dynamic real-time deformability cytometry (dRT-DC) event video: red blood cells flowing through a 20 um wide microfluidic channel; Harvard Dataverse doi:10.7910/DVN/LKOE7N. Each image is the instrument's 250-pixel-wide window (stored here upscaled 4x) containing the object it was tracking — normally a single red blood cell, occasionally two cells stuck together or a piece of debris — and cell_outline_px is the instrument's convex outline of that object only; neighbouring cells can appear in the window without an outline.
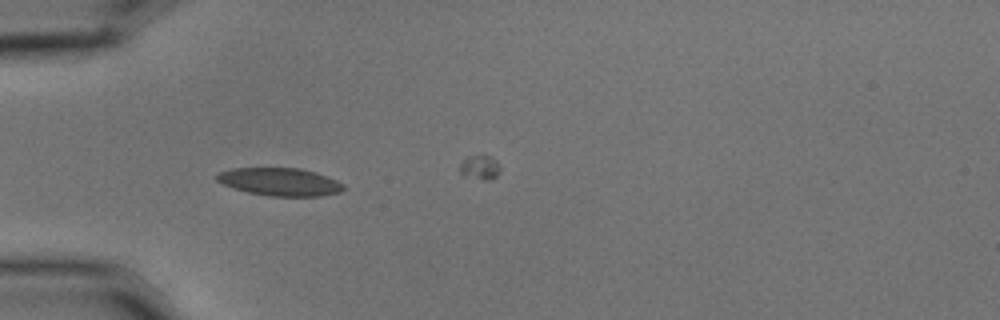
{"species": "common noctule bat (a hibernating species)", "species_latin": "Nyctalus noctula", "temperature_condition": "cold", "stored_images_in_passage": 8, "camera_frame_rate_fps": 3000, "um_per_image_px": 0.085, "animal": {"sex": "male", "body_mass_g": 15.6}, "frame": {"image": 1, "passage_image": 6, "time_ms": 1.667, "image_size_px": [1000, 320], "cell_outline_px": [[348, 188], [340, 192], [320, 196], [268, 196], [248, 192], [232, 188], [216, 180], [216, 172], [232, 168], [300, 168], [316, 172], [336, 180], [344, 184]], "centroid_in_image_um": [23.79, 15.45], "position_along_channel_um": 61.2, "area_um2": 20.75}}
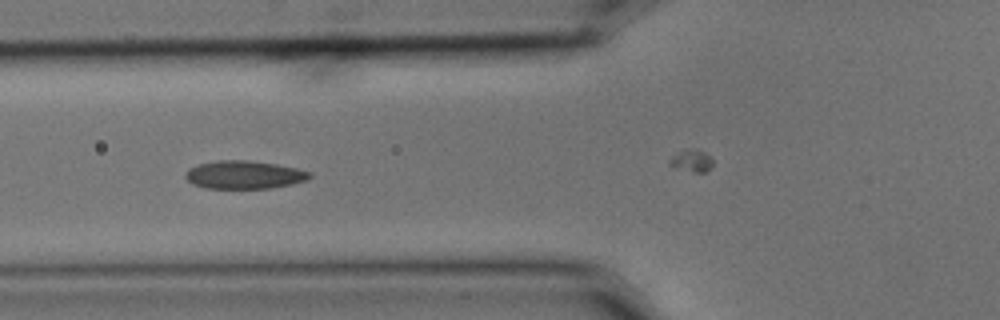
{"frame": {"image": 2, "passage_image": 7, "time_ms": 2.0, "image_size_px": [1000, 320], "cell_outline_px": [[312, 176], [308, 180], [292, 184], [272, 188], [204, 188], [192, 184], [184, 176], [188, 168], [200, 164], [216, 160], [248, 160], [276, 164], [296, 168], [312, 172]], "centroid_in_image_um": [20.77, 14.86], "position_along_channel_um": 105.0, "area_um2": 20.46}}
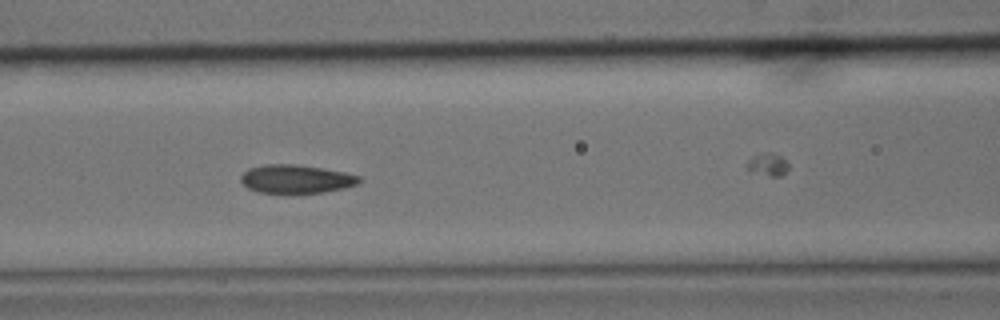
{"frame": {"image": 3, "passage_image": 8, "time_ms": 2.333, "image_size_px": [1000, 320], "cell_outline_px": [[364, 180], [356, 184], [344, 188], [324, 192], [256, 192], [248, 188], [240, 180], [240, 176], [248, 168], [264, 164], [296, 164], [324, 168], [344, 172], [360, 176]], "centroid_in_image_um": [25.17, 15.19], "position_along_channel_um": 141.4, "area_um2": 19.59}}